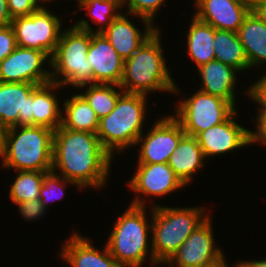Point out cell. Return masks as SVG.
Wrapping results in <instances>:
<instances>
[{
	"mask_svg": "<svg viewBox=\"0 0 266 267\" xmlns=\"http://www.w3.org/2000/svg\"><path fill=\"white\" fill-rule=\"evenodd\" d=\"M130 13L122 12L102 34L108 39L112 47L125 61L130 58L144 42L158 29L152 23H143V30L140 31L133 22Z\"/></svg>",
	"mask_w": 266,
	"mask_h": 267,
	"instance_id": "e0dca14e",
	"label": "cell"
},
{
	"mask_svg": "<svg viewBox=\"0 0 266 267\" xmlns=\"http://www.w3.org/2000/svg\"><path fill=\"white\" fill-rule=\"evenodd\" d=\"M234 262H235V264L230 266V265H228L227 260L225 259L222 263H220V264H218V265H216L214 267H239L238 266V262H236V261H234Z\"/></svg>",
	"mask_w": 266,
	"mask_h": 267,
	"instance_id": "60d3db41",
	"label": "cell"
},
{
	"mask_svg": "<svg viewBox=\"0 0 266 267\" xmlns=\"http://www.w3.org/2000/svg\"><path fill=\"white\" fill-rule=\"evenodd\" d=\"M237 34L243 45L250 70L264 69L266 66V25L253 11H250Z\"/></svg>",
	"mask_w": 266,
	"mask_h": 267,
	"instance_id": "603a6c76",
	"label": "cell"
},
{
	"mask_svg": "<svg viewBox=\"0 0 266 267\" xmlns=\"http://www.w3.org/2000/svg\"><path fill=\"white\" fill-rule=\"evenodd\" d=\"M51 1H56V0H40V2L45 5V4H49ZM58 1V0H57ZM45 3V4H44Z\"/></svg>",
	"mask_w": 266,
	"mask_h": 267,
	"instance_id": "7bdbcfd3",
	"label": "cell"
},
{
	"mask_svg": "<svg viewBox=\"0 0 266 267\" xmlns=\"http://www.w3.org/2000/svg\"><path fill=\"white\" fill-rule=\"evenodd\" d=\"M87 59L93 71V84L120 85L125 61L102 33H91Z\"/></svg>",
	"mask_w": 266,
	"mask_h": 267,
	"instance_id": "2e32d148",
	"label": "cell"
},
{
	"mask_svg": "<svg viewBox=\"0 0 266 267\" xmlns=\"http://www.w3.org/2000/svg\"><path fill=\"white\" fill-rule=\"evenodd\" d=\"M161 29H157L144 44L125 60L120 87L127 93L149 96L166 92L177 96L181 88L171 76L162 47ZM168 66V67H167Z\"/></svg>",
	"mask_w": 266,
	"mask_h": 267,
	"instance_id": "7a4b0ae2",
	"label": "cell"
},
{
	"mask_svg": "<svg viewBox=\"0 0 266 267\" xmlns=\"http://www.w3.org/2000/svg\"><path fill=\"white\" fill-rule=\"evenodd\" d=\"M51 171H17L11 183L9 198L15 205L39 199L44 176Z\"/></svg>",
	"mask_w": 266,
	"mask_h": 267,
	"instance_id": "f1b7e54d",
	"label": "cell"
},
{
	"mask_svg": "<svg viewBox=\"0 0 266 267\" xmlns=\"http://www.w3.org/2000/svg\"><path fill=\"white\" fill-rule=\"evenodd\" d=\"M215 60L229 65L239 72L250 69L243 45L237 32L214 29Z\"/></svg>",
	"mask_w": 266,
	"mask_h": 267,
	"instance_id": "4316f807",
	"label": "cell"
},
{
	"mask_svg": "<svg viewBox=\"0 0 266 267\" xmlns=\"http://www.w3.org/2000/svg\"><path fill=\"white\" fill-rule=\"evenodd\" d=\"M121 2L122 7L127 8L126 13L140 18L142 23L154 24L155 16L159 14L158 11L163 7L166 0H121Z\"/></svg>",
	"mask_w": 266,
	"mask_h": 267,
	"instance_id": "4dcf8cb0",
	"label": "cell"
},
{
	"mask_svg": "<svg viewBox=\"0 0 266 267\" xmlns=\"http://www.w3.org/2000/svg\"><path fill=\"white\" fill-rule=\"evenodd\" d=\"M59 256L70 267H122L110 254L106 244L104 249L96 248L91 238L82 236L75 230L66 242H61Z\"/></svg>",
	"mask_w": 266,
	"mask_h": 267,
	"instance_id": "ac0fdd59",
	"label": "cell"
},
{
	"mask_svg": "<svg viewBox=\"0 0 266 267\" xmlns=\"http://www.w3.org/2000/svg\"><path fill=\"white\" fill-rule=\"evenodd\" d=\"M50 63V58L43 51L17 46L0 62V82L32 83L38 86L49 83ZM45 67H49V70Z\"/></svg>",
	"mask_w": 266,
	"mask_h": 267,
	"instance_id": "4fadbf2b",
	"label": "cell"
},
{
	"mask_svg": "<svg viewBox=\"0 0 266 267\" xmlns=\"http://www.w3.org/2000/svg\"><path fill=\"white\" fill-rule=\"evenodd\" d=\"M172 114L182 125L186 135L198 133L226 121L237 109L223 98L207 94L198 89L190 97H182Z\"/></svg>",
	"mask_w": 266,
	"mask_h": 267,
	"instance_id": "ba28073f",
	"label": "cell"
},
{
	"mask_svg": "<svg viewBox=\"0 0 266 267\" xmlns=\"http://www.w3.org/2000/svg\"><path fill=\"white\" fill-rule=\"evenodd\" d=\"M199 74V90L230 102L237 109L236 82L239 71L218 60L209 61L196 69Z\"/></svg>",
	"mask_w": 266,
	"mask_h": 267,
	"instance_id": "ffe728a7",
	"label": "cell"
},
{
	"mask_svg": "<svg viewBox=\"0 0 266 267\" xmlns=\"http://www.w3.org/2000/svg\"><path fill=\"white\" fill-rule=\"evenodd\" d=\"M89 0H77V6H79L80 4L87 2Z\"/></svg>",
	"mask_w": 266,
	"mask_h": 267,
	"instance_id": "ee69618b",
	"label": "cell"
},
{
	"mask_svg": "<svg viewBox=\"0 0 266 267\" xmlns=\"http://www.w3.org/2000/svg\"><path fill=\"white\" fill-rule=\"evenodd\" d=\"M11 21L7 0H0V28L11 25Z\"/></svg>",
	"mask_w": 266,
	"mask_h": 267,
	"instance_id": "8d00e7d4",
	"label": "cell"
},
{
	"mask_svg": "<svg viewBox=\"0 0 266 267\" xmlns=\"http://www.w3.org/2000/svg\"><path fill=\"white\" fill-rule=\"evenodd\" d=\"M129 204L126 210L114 221L107 238L106 246L110 254L122 267H145V260L153 267H159L152 252L151 225L152 206ZM150 217H147V212ZM150 218V219H149ZM148 267V266H146Z\"/></svg>",
	"mask_w": 266,
	"mask_h": 267,
	"instance_id": "3957f363",
	"label": "cell"
},
{
	"mask_svg": "<svg viewBox=\"0 0 266 267\" xmlns=\"http://www.w3.org/2000/svg\"><path fill=\"white\" fill-rule=\"evenodd\" d=\"M91 32L72 24L64 28L51 56V82L63 88L93 84V71L87 59ZM66 86V87H65Z\"/></svg>",
	"mask_w": 266,
	"mask_h": 267,
	"instance_id": "52a82bcc",
	"label": "cell"
},
{
	"mask_svg": "<svg viewBox=\"0 0 266 267\" xmlns=\"http://www.w3.org/2000/svg\"><path fill=\"white\" fill-rule=\"evenodd\" d=\"M152 205L151 239L152 252L155 262L159 266L172 257L182 243L191 233L200 226L211 213L209 208L202 206L193 207H168Z\"/></svg>",
	"mask_w": 266,
	"mask_h": 267,
	"instance_id": "5b68a950",
	"label": "cell"
},
{
	"mask_svg": "<svg viewBox=\"0 0 266 267\" xmlns=\"http://www.w3.org/2000/svg\"><path fill=\"white\" fill-rule=\"evenodd\" d=\"M193 15L214 29L237 32L249 10L240 0H194Z\"/></svg>",
	"mask_w": 266,
	"mask_h": 267,
	"instance_id": "d6986e66",
	"label": "cell"
},
{
	"mask_svg": "<svg viewBox=\"0 0 266 267\" xmlns=\"http://www.w3.org/2000/svg\"><path fill=\"white\" fill-rule=\"evenodd\" d=\"M62 101L61 127L75 131L97 132L99 118L78 92Z\"/></svg>",
	"mask_w": 266,
	"mask_h": 267,
	"instance_id": "d4e9b609",
	"label": "cell"
},
{
	"mask_svg": "<svg viewBox=\"0 0 266 267\" xmlns=\"http://www.w3.org/2000/svg\"><path fill=\"white\" fill-rule=\"evenodd\" d=\"M152 125L150 130L142 133L135 145L139 148L137 163H168L186 133L180 122L170 114L155 120Z\"/></svg>",
	"mask_w": 266,
	"mask_h": 267,
	"instance_id": "7c38bea8",
	"label": "cell"
},
{
	"mask_svg": "<svg viewBox=\"0 0 266 267\" xmlns=\"http://www.w3.org/2000/svg\"><path fill=\"white\" fill-rule=\"evenodd\" d=\"M17 47L14 30L11 25L0 28V62Z\"/></svg>",
	"mask_w": 266,
	"mask_h": 267,
	"instance_id": "e575fe53",
	"label": "cell"
},
{
	"mask_svg": "<svg viewBox=\"0 0 266 267\" xmlns=\"http://www.w3.org/2000/svg\"><path fill=\"white\" fill-rule=\"evenodd\" d=\"M253 12L266 25V3L258 6Z\"/></svg>",
	"mask_w": 266,
	"mask_h": 267,
	"instance_id": "ab89813d",
	"label": "cell"
},
{
	"mask_svg": "<svg viewBox=\"0 0 266 267\" xmlns=\"http://www.w3.org/2000/svg\"><path fill=\"white\" fill-rule=\"evenodd\" d=\"M38 85L21 82H0V125L33 126L32 91Z\"/></svg>",
	"mask_w": 266,
	"mask_h": 267,
	"instance_id": "9a60e30c",
	"label": "cell"
},
{
	"mask_svg": "<svg viewBox=\"0 0 266 267\" xmlns=\"http://www.w3.org/2000/svg\"><path fill=\"white\" fill-rule=\"evenodd\" d=\"M52 151L53 173L74 182L82 191L106 186L114 158L96 133L59 126L54 131Z\"/></svg>",
	"mask_w": 266,
	"mask_h": 267,
	"instance_id": "6da1fadb",
	"label": "cell"
},
{
	"mask_svg": "<svg viewBox=\"0 0 266 267\" xmlns=\"http://www.w3.org/2000/svg\"><path fill=\"white\" fill-rule=\"evenodd\" d=\"M240 2L249 10L254 11L258 6L266 3V0H240Z\"/></svg>",
	"mask_w": 266,
	"mask_h": 267,
	"instance_id": "f35d334b",
	"label": "cell"
},
{
	"mask_svg": "<svg viewBox=\"0 0 266 267\" xmlns=\"http://www.w3.org/2000/svg\"><path fill=\"white\" fill-rule=\"evenodd\" d=\"M54 131L44 126H14L0 142L2 169L52 171Z\"/></svg>",
	"mask_w": 266,
	"mask_h": 267,
	"instance_id": "277c9868",
	"label": "cell"
},
{
	"mask_svg": "<svg viewBox=\"0 0 266 267\" xmlns=\"http://www.w3.org/2000/svg\"><path fill=\"white\" fill-rule=\"evenodd\" d=\"M238 109L223 123L198 133L195 138L207 160L252 145V130L237 122Z\"/></svg>",
	"mask_w": 266,
	"mask_h": 267,
	"instance_id": "5bb4252c",
	"label": "cell"
},
{
	"mask_svg": "<svg viewBox=\"0 0 266 267\" xmlns=\"http://www.w3.org/2000/svg\"><path fill=\"white\" fill-rule=\"evenodd\" d=\"M206 158L197 139L185 135L168 160V165L186 186H190L197 171L204 168ZM196 173V174H195Z\"/></svg>",
	"mask_w": 266,
	"mask_h": 267,
	"instance_id": "7402d4cb",
	"label": "cell"
},
{
	"mask_svg": "<svg viewBox=\"0 0 266 267\" xmlns=\"http://www.w3.org/2000/svg\"><path fill=\"white\" fill-rule=\"evenodd\" d=\"M67 185H75L78 191H80V188L74 182L59 176L52 171L44 176L39 199L47 211L50 203L62 199L64 195H66L65 188Z\"/></svg>",
	"mask_w": 266,
	"mask_h": 267,
	"instance_id": "f546056e",
	"label": "cell"
},
{
	"mask_svg": "<svg viewBox=\"0 0 266 267\" xmlns=\"http://www.w3.org/2000/svg\"><path fill=\"white\" fill-rule=\"evenodd\" d=\"M11 18L28 16L39 10L43 4L40 0H7Z\"/></svg>",
	"mask_w": 266,
	"mask_h": 267,
	"instance_id": "d6a6232c",
	"label": "cell"
},
{
	"mask_svg": "<svg viewBox=\"0 0 266 267\" xmlns=\"http://www.w3.org/2000/svg\"><path fill=\"white\" fill-rule=\"evenodd\" d=\"M186 34L187 54L191 61L194 62L196 69L209 61L215 60L214 51V28L194 15L190 21Z\"/></svg>",
	"mask_w": 266,
	"mask_h": 267,
	"instance_id": "cb8c5ba5",
	"label": "cell"
},
{
	"mask_svg": "<svg viewBox=\"0 0 266 267\" xmlns=\"http://www.w3.org/2000/svg\"><path fill=\"white\" fill-rule=\"evenodd\" d=\"M43 5L28 16L13 18L11 26L14 30L17 46L43 51L50 59L55 52L63 31L61 16Z\"/></svg>",
	"mask_w": 266,
	"mask_h": 267,
	"instance_id": "9c48e42d",
	"label": "cell"
},
{
	"mask_svg": "<svg viewBox=\"0 0 266 267\" xmlns=\"http://www.w3.org/2000/svg\"><path fill=\"white\" fill-rule=\"evenodd\" d=\"M18 206V210L22 218L26 221L40 220L39 218L45 216L47 210L41 203L40 199H36L33 201H24L16 204Z\"/></svg>",
	"mask_w": 266,
	"mask_h": 267,
	"instance_id": "836d02e7",
	"label": "cell"
},
{
	"mask_svg": "<svg viewBox=\"0 0 266 267\" xmlns=\"http://www.w3.org/2000/svg\"><path fill=\"white\" fill-rule=\"evenodd\" d=\"M255 125V131H252V145L258 144L266 146V114H257L256 119L251 118ZM256 121V122H255Z\"/></svg>",
	"mask_w": 266,
	"mask_h": 267,
	"instance_id": "d590c367",
	"label": "cell"
},
{
	"mask_svg": "<svg viewBox=\"0 0 266 267\" xmlns=\"http://www.w3.org/2000/svg\"><path fill=\"white\" fill-rule=\"evenodd\" d=\"M79 88H77L78 93L87 101L99 119L107 116L115 108L119 96L124 92L120 85L113 84H88Z\"/></svg>",
	"mask_w": 266,
	"mask_h": 267,
	"instance_id": "83f0119b",
	"label": "cell"
},
{
	"mask_svg": "<svg viewBox=\"0 0 266 267\" xmlns=\"http://www.w3.org/2000/svg\"><path fill=\"white\" fill-rule=\"evenodd\" d=\"M3 134H4V129H3V127L0 125V142H1V140H2Z\"/></svg>",
	"mask_w": 266,
	"mask_h": 267,
	"instance_id": "b9f144b4",
	"label": "cell"
},
{
	"mask_svg": "<svg viewBox=\"0 0 266 267\" xmlns=\"http://www.w3.org/2000/svg\"><path fill=\"white\" fill-rule=\"evenodd\" d=\"M136 167L133 177L127 181L135 195L131 205L149 207L148 198L153 202L152 197L165 198L186 187L167 163H137Z\"/></svg>",
	"mask_w": 266,
	"mask_h": 267,
	"instance_id": "30bf717a",
	"label": "cell"
},
{
	"mask_svg": "<svg viewBox=\"0 0 266 267\" xmlns=\"http://www.w3.org/2000/svg\"><path fill=\"white\" fill-rule=\"evenodd\" d=\"M263 75L257 79L255 83H252L246 91V95L255 104H258L257 114H266V71L262 73Z\"/></svg>",
	"mask_w": 266,
	"mask_h": 267,
	"instance_id": "1f68e13d",
	"label": "cell"
},
{
	"mask_svg": "<svg viewBox=\"0 0 266 267\" xmlns=\"http://www.w3.org/2000/svg\"><path fill=\"white\" fill-rule=\"evenodd\" d=\"M254 260V261H253ZM246 260V261H237L238 262V266L239 267H266V258H264L263 260Z\"/></svg>",
	"mask_w": 266,
	"mask_h": 267,
	"instance_id": "74e56055",
	"label": "cell"
},
{
	"mask_svg": "<svg viewBox=\"0 0 266 267\" xmlns=\"http://www.w3.org/2000/svg\"><path fill=\"white\" fill-rule=\"evenodd\" d=\"M211 218L212 215L191 233L165 266L214 267L225 260L224 250L215 243Z\"/></svg>",
	"mask_w": 266,
	"mask_h": 267,
	"instance_id": "8fae6325",
	"label": "cell"
},
{
	"mask_svg": "<svg viewBox=\"0 0 266 267\" xmlns=\"http://www.w3.org/2000/svg\"><path fill=\"white\" fill-rule=\"evenodd\" d=\"M61 87L63 86L49 82L32 91L33 126H44L53 131L61 126L62 107L56 92Z\"/></svg>",
	"mask_w": 266,
	"mask_h": 267,
	"instance_id": "44dd1931",
	"label": "cell"
},
{
	"mask_svg": "<svg viewBox=\"0 0 266 267\" xmlns=\"http://www.w3.org/2000/svg\"><path fill=\"white\" fill-rule=\"evenodd\" d=\"M78 8L86 10V15L91 18L92 24L98 27L94 29L89 23L90 20H85L86 18L79 19L74 25L91 33H102L123 11L121 0H89L80 4Z\"/></svg>",
	"mask_w": 266,
	"mask_h": 267,
	"instance_id": "484cf974",
	"label": "cell"
},
{
	"mask_svg": "<svg viewBox=\"0 0 266 267\" xmlns=\"http://www.w3.org/2000/svg\"><path fill=\"white\" fill-rule=\"evenodd\" d=\"M148 98L150 97L144 94L123 92L115 108L99 119L96 134L102 147L113 158L115 151L121 154L124 150L135 147L144 132Z\"/></svg>",
	"mask_w": 266,
	"mask_h": 267,
	"instance_id": "8992f818",
	"label": "cell"
}]
</instances>
